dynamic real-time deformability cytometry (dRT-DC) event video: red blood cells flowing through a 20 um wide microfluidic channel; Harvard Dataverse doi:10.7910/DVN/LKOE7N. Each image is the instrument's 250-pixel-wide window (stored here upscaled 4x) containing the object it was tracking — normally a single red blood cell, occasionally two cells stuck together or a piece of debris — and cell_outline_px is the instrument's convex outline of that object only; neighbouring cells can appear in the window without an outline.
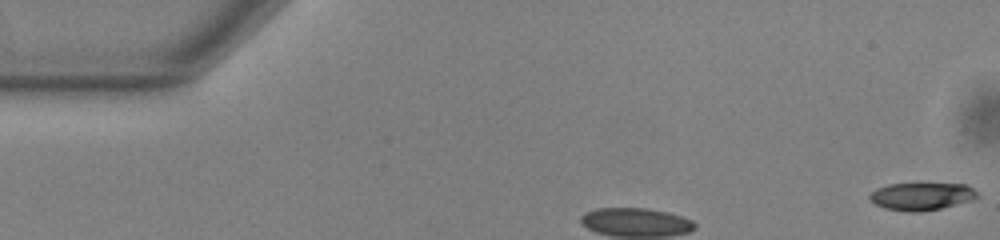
{"species": "common noctule bat (a hibernating species)", "species_latin": "Nyctalus noctula", "temperature_condition": "warm", "stored_images_in_passage": 34, "camera_frame_rate_fps": 3000, "um_per_image_px": 0.085, "animal": {"sex": "male", "body_mass_g": 13.0, "forearm_length_mm": 53.1}, "frame": {"image": 1, "passage_image": 1, "time_ms": 0.0, "image_size_px": [1000, 240], "cell_outline_px": [[980, 196], [972, 200], [940, 208], [920, 212], [908, 212], [884, 208], [876, 204], [868, 196], [876, 188], [888, 184], [968, 184]], "centroid_in_image_um": [78.34, 16.69], "position_along_channel_um": 6.7, "area_um2": 17.17}}
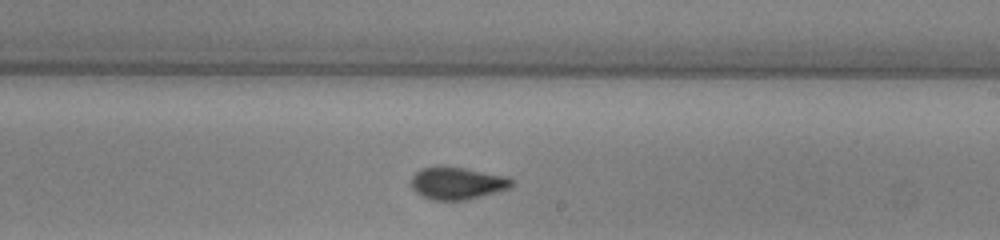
{"frame": {"image": 2, "passage_image": 22, "time_ms": 7.0, "image_size_px": [1000, 240], "cell_outline_px": [[516, 184], [512, 188], [464, 200], [432, 200], [420, 196], [412, 188], [412, 176], [420, 168], [464, 168], [504, 176], [512, 180]], "centroid_in_image_um": [38.88, 15.6], "position_along_channel_um": 250.1, "area_um2": 18.55}}
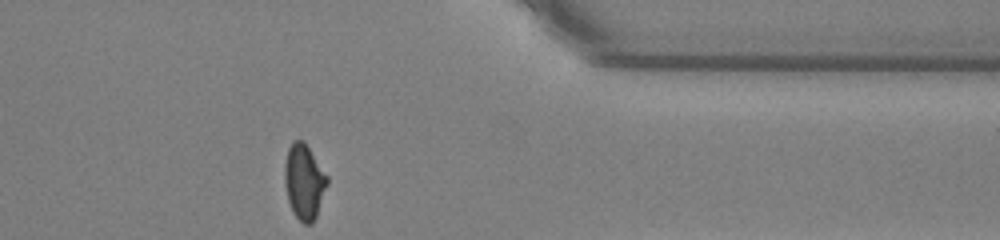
{"frame": {"image": 3, "passage_image": 34, "time_ms": 11.0, "image_size_px": [1000, 240], "cell_outline_px": [[328, 184], [316, 216], [312, 224], [304, 224], [296, 216], [288, 200], [284, 180], [284, 164], [288, 148], [292, 140], [304, 140], [328, 176]], "centroid_in_image_um": [25.85, 15.41], "position_along_channel_um": 385.5, "area_um2": 18.67}, "authors_computed_cell_mechanics": {"area_um2": 18.8717, "velocity_mm_per_s": 3.8198, "shape_relaxation_time_tau1_ms": 7.8903, "shape_relaxation_time_tau2_ms": 1.1064, "deformation_change_tau1": 0.1685, "deformation_change_tau2": 0.055}}